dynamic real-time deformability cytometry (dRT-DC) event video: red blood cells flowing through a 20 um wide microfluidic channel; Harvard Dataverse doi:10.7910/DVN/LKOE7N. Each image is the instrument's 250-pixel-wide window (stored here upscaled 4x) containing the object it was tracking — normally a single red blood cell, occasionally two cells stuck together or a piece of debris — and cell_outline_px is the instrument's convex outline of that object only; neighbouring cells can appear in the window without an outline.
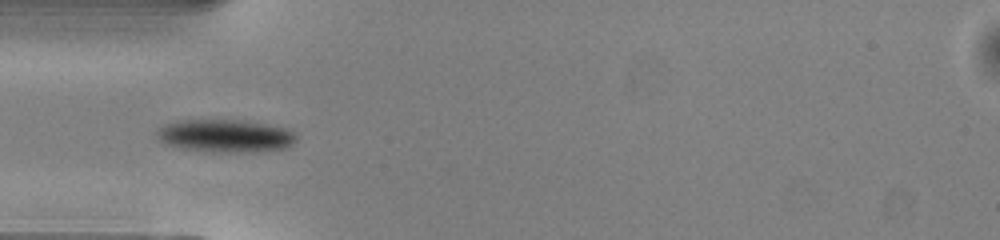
{"species": "common noctule bat (a hibernating species)", "species_latin": "Nyctalus noctula", "temperature_condition": "warm", "stored_images_in_passage": 38, "camera_frame_rate_fps": 3000, "um_per_image_px": 0.085, "animal": {"sex": "male", "body_mass_g": 13.0, "forearm_length_mm": 53.1}, "frame": {"image": 1, "passage_image": 3, "time_ms": 0.667, "image_size_px": [1000, 240], "cell_outline_px": [[296, 140], [288, 148], [256, 152], [212, 152], [180, 148], [164, 144], [156, 136], [156, 128], [164, 124], [176, 120], [244, 120], [284, 128], [292, 132], [296, 136]], "centroid_in_image_um": [19.1, 11.55], "position_along_channel_um": 65.9, "area_um2": 26.93}}
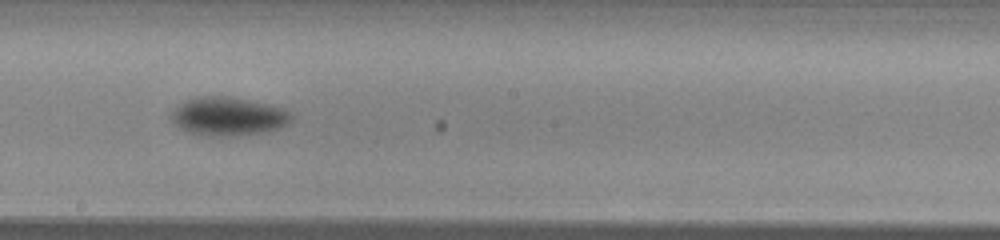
{"frame": {"image": 2, "passage_image": 15, "time_ms": 4.667, "image_size_px": [1000, 240], "cell_outline_px": [[292, 120], [288, 124], [280, 128], [264, 132], [232, 136], [208, 136], [188, 132], [180, 128], [168, 116], [180, 104], [188, 100], [200, 96], [228, 96], [268, 104], [280, 108], [288, 112], [292, 116]], "centroid_in_image_um": [19.39, 9.9], "position_along_channel_um": 228.8, "area_um2": 26.76}}
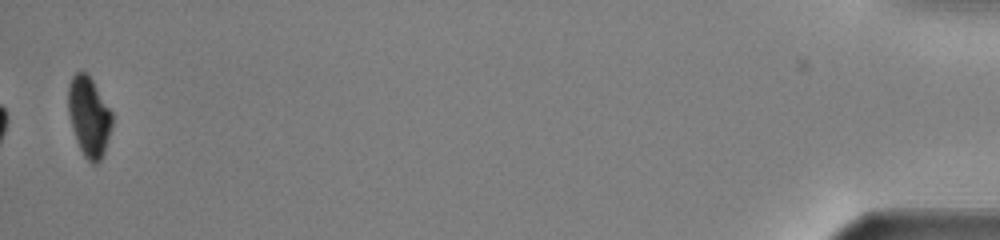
{"frame": {"image": 3, "passage_image": 37, "time_ms": 12.0, "image_size_px": [1000, 240], "cell_outline_px": [[112, 128], [104, 152], [100, 160], [96, 164], [92, 164], [84, 156], [76, 140], [72, 128], [68, 112], [68, 84], [72, 76], [76, 72], [84, 72], [92, 80], [112, 112]], "centroid_in_image_um": [7.56, 9.92], "position_along_channel_um": 427.6, "area_um2": 20.29}, "authors_computed_cell_mechanics": {"area_um2": 25.1719, "velocity_mm_per_s": 4.0809, "shape_relaxation_time_tau1_ms": 2.0957, "shape_relaxation_time_tau2_ms": null, "deformation_change_tau1": 0.1143, "deformation_change_tau2": null}}